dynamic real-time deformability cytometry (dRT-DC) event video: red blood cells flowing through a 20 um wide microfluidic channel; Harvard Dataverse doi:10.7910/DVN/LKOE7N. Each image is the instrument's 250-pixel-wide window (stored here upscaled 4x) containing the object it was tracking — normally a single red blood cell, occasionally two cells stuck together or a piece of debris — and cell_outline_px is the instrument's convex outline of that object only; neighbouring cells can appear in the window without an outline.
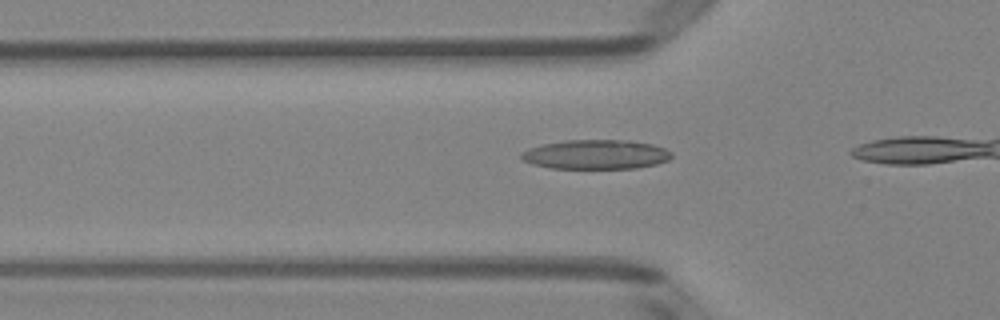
{"species": "Egyptian fruit bat (a non-hibernating species)", "species_latin": "Rousettus aegyptiacus", "temperature_condition": "room temperature", "stored_images_in_passage": 14, "camera_frame_rate_fps": 3000, "um_per_image_px": 0.085, "animal": {"sex": "female"}, "frame": {"image": 1, "passage_image": 12, "time_ms": 3.667, "image_size_px": [1000, 320], "cell_outline_px": [[672, 156], [668, 160], [656, 164], [636, 168], [552, 168], [532, 164], [524, 160], [520, 156], [520, 152], [528, 148], [544, 144], [564, 140], [628, 140], [652, 144], [664, 148], [672, 152]], "centroid_in_image_um": [50.65, 13.12], "position_along_channel_um": 75.2, "area_um2": 25.72}}